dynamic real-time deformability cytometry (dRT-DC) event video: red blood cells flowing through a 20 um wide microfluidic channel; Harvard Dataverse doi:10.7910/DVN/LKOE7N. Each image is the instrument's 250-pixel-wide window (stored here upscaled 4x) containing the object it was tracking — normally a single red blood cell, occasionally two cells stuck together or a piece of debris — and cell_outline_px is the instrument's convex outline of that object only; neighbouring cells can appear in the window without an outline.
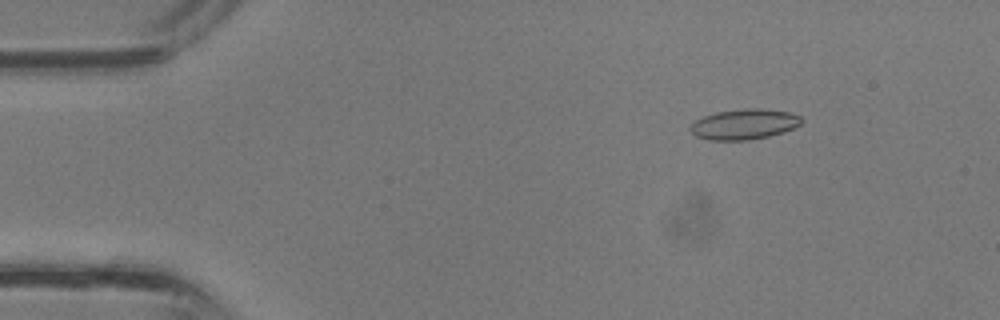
{"species": "common noctule bat (a hibernating species)", "species_latin": "Nyctalus noctula", "temperature_condition": "room temperature", "stored_images_in_passage": 37, "camera_frame_rate_fps": 3000, "um_per_image_px": 0.085, "animal": {"sex": "male", "body_mass_g": 13.3}, "frame": {"image": 1, "passage_image": 5, "time_ms": 1.333, "image_size_px": [1000, 320], "cell_outline_px": [[804, 120], [800, 124], [784, 132], [768, 136], [748, 140], [712, 140], [696, 136], [692, 132], [692, 124], [696, 120], [704, 116], [716, 112], [748, 108], [760, 108], [788, 112], [800, 116]], "centroid_in_image_um": [63.29, 10.55], "position_along_channel_um": 21.7, "area_um2": 19.42}}
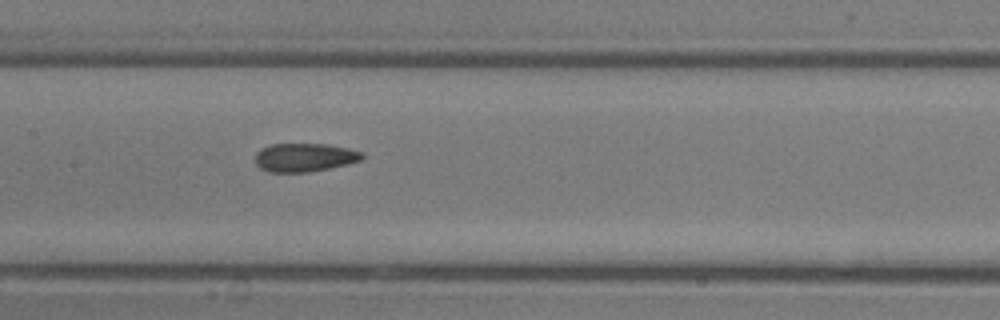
{"frame": {"image": 2, "passage_image": 18, "time_ms": 5.667, "image_size_px": [1000, 320], "cell_outline_px": [[364, 156], [360, 160], [328, 168], [308, 172], [268, 172], [260, 168], [256, 164], [256, 152], [272, 144], [328, 144], [348, 148], [364, 152]], "centroid_in_image_um": [25.88, 13.38], "position_along_channel_um": 181.5, "area_um2": 17.57}}
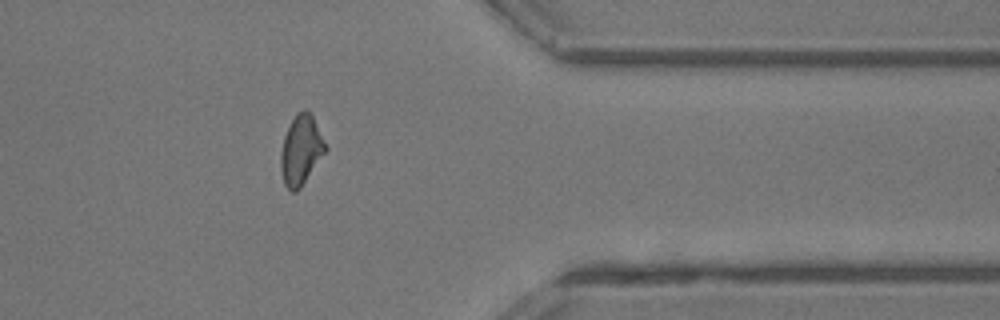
{"frame": {"image": 3, "passage_image": 30, "time_ms": 9.667, "image_size_px": [1000, 320], "cell_outline_px": [[328, 148], [300, 188], [296, 192], [292, 192], [284, 184], [280, 168], [280, 156], [284, 136], [296, 112], [304, 108], [312, 116]], "centroid_in_image_um": [25.57, 12.76], "position_along_channel_um": 385.8, "area_um2": 17.92}}